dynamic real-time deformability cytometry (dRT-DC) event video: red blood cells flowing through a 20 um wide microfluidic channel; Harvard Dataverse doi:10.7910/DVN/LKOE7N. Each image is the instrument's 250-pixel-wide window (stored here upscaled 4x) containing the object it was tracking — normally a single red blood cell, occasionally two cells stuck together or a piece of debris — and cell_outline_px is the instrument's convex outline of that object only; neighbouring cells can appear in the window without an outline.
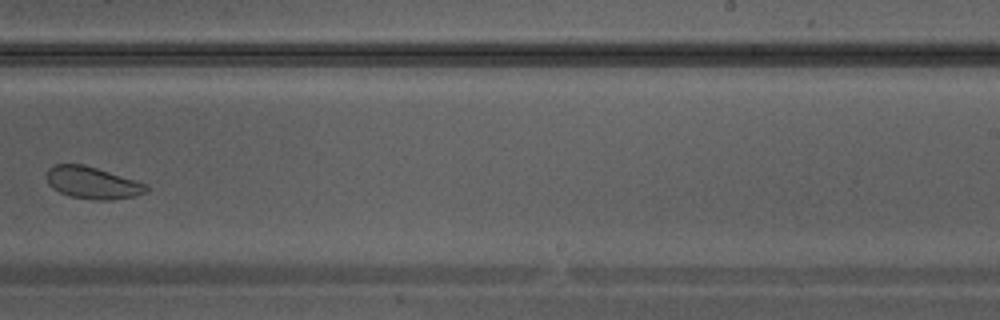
{"species": "Egyptian fruit bat (a non-hibernating species)", "species_latin": "Rousettus aegyptiacus", "temperature_condition": "warm", "stored_images_in_passage": 32, "camera_frame_rate_fps": 3000, "um_per_image_px": 0.085, "animal": {"sex": "male"}, "frame": {"image": 1, "passage_image": 19, "time_ms": 6.0, "image_size_px": [1000, 320], "cell_outline_px": [[148, 192], [132, 196], [112, 200], [96, 200], [72, 196], [60, 192], [52, 188], [48, 184], [48, 168], [52, 164], [84, 164], [148, 184]], "centroid_in_image_um": [7.87, 15.53], "position_along_channel_um": 281.1, "area_um2": 18.5}}